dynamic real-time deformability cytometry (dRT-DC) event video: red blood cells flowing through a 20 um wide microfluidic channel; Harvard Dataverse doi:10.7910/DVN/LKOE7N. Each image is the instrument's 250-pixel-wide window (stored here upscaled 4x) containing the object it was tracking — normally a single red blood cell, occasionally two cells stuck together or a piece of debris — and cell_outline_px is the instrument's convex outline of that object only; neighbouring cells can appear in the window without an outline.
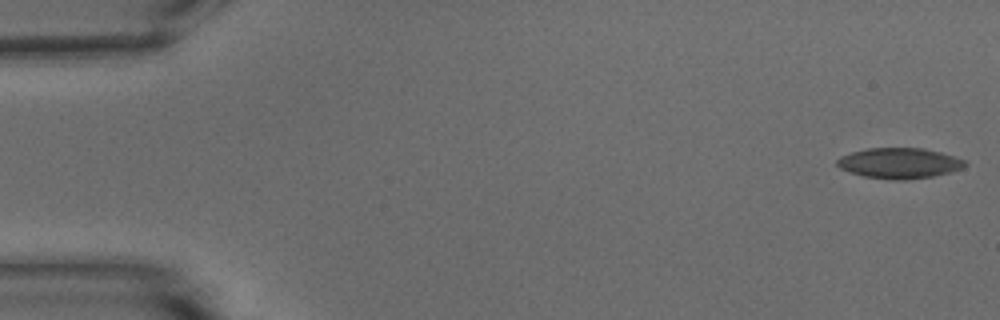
{"species": "common noctule bat (a hibernating species)", "species_latin": "Nyctalus noctula", "temperature_condition": "warm", "stored_images_in_passage": 53, "camera_frame_rate_fps": 3000, "um_per_image_px": 0.085, "animal": {"sex": "male", "body_mass_g": 15.6}, "frame": {"image": 1, "passage_image": 1, "time_ms": 0.0, "image_size_px": [1000, 320], "cell_outline_px": [[968, 164], [964, 168], [952, 172], [932, 176], [904, 180], [892, 180], [864, 176], [840, 168], [836, 164], [836, 160], [840, 156], [852, 152], [868, 148], [924, 148], [940, 152], [968, 160]], "centroid_in_image_um": [76.5, 13.86], "position_along_channel_um": 8.5, "area_um2": 22.89}}
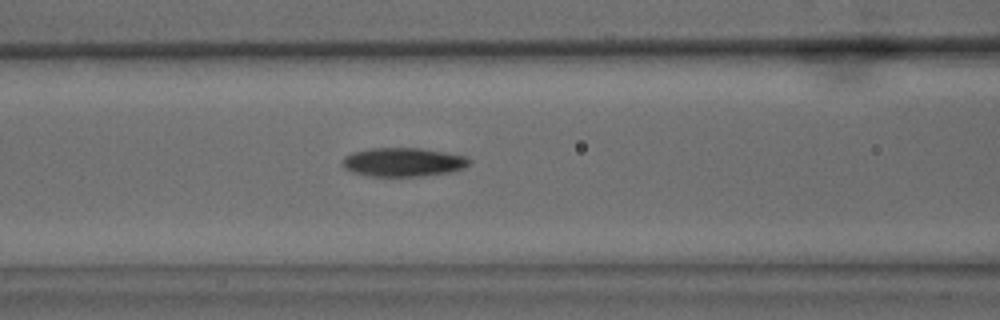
{"frame": {"image": 2, "passage_image": 22, "time_ms": 7.0, "image_size_px": [1000, 320], "cell_outline_px": [[472, 160], [464, 168], [452, 172], [424, 176], [372, 176], [352, 172], [344, 168], [344, 156], [352, 152], [372, 148], [420, 148], [468, 156]], "centroid_in_image_um": [34.32, 13.78], "position_along_channel_um": 132.3, "area_um2": 21.33}}
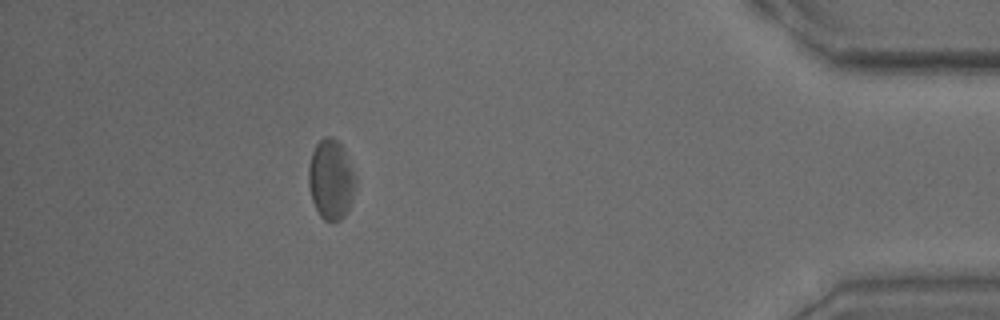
{"frame": {"image": 3, "passage_image": 48, "time_ms": 15.667, "image_size_px": [1000, 320], "cell_outline_px": [[356, 184], [348, 208], [344, 216], [340, 220], [324, 220], [320, 216], [312, 200], [308, 184], [308, 164], [312, 152], [316, 144], [324, 136], [332, 136], [344, 148], [356, 176]], "centroid_in_image_um": [28.12, 15.22], "position_along_channel_um": 407.1, "area_um2": 21.91}, "authors_computed_cell_mechanics": {"area_um2": 21.9062, "velocity_mm_per_s": 3.7414, "shape_relaxation_time_tau1_ms": 3.5795, "shape_relaxation_time_tau2_ms": 3.4358, "deformation_change_tau1": 0.1015, "deformation_change_tau2": 0.1257}}